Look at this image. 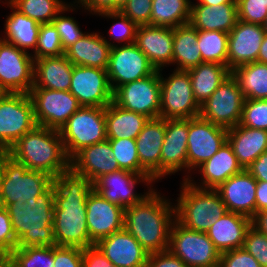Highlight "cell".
Returning a JSON list of instances; mask_svg holds the SVG:
<instances>
[{
    "mask_svg": "<svg viewBox=\"0 0 267 267\" xmlns=\"http://www.w3.org/2000/svg\"><path fill=\"white\" fill-rule=\"evenodd\" d=\"M53 184L56 245L81 249L95 245L90 240L86 221V202L93 183L70 168L56 176Z\"/></svg>",
    "mask_w": 267,
    "mask_h": 267,
    "instance_id": "cell-1",
    "label": "cell"
},
{
    "mask_svg": "<svg viewBox=\"0 0 267 267\" xmlns=\"http://www.w3.org/2000/svg\"><path fill=\"white\" fill-rule=\"evenodd\" d=\"M160 194L154 188L141 202L124 209V229L149 254L168 250L175 221L174 203Z\"/></svg>",
    "mask_w": 267,
    "mask_h": 267,
    "instance_id": "cell-2",
    "label": "cell"
},
{
    "mask_svg": "<svg viewBox=\"0 0 267 267\" xmlns=\"http://www.w3.org/2000/svg\"><path fill=\"white\" fill-rule=\"evenodd\" d=\"M54 184L36 201H16L6 204L12 229L17 239L16 248L55 246L53 229Z\"/></svg>",
    "mask_w": 267,
    "mask_h": 267,
    "instance_id": "cell-3",
    "label": "cell"
},
{
    "mask_svg": "<svg viewBox=\"0 0 267 267\" xmlns=\"http://www.w3.org/2000/svg\"><path fill=\"white\" fill-rule=\"evenodd\" d=\"M9 155L29 170L55 178L70 169L59 130L36 126L24 134L9 150Z\"/></svg>",
    "mask_w": 267,
    "mask_h": 267,
    "instance_id": "cell-4",
    "label": "cell"
},
{
    "mask_svg": "<svg viewBox=\"0 0 267 267\" xmlns=\"http://www.w3.org/2000/svg\"><path fill=\"white\" fill-rule=\"evenodd\" d=\"M175 205V220L185 228L206 232L212 223L227 212L226 205L214 189L194 187L182 181Z\"/></svg>",
    "mask_w": 267,
    "mask_h": 267,
    "instance_id": "cell-5",
    "label": "cell"
},
{
    "mask_svg": "<svg viewBox=\"0 0 267 267\" xmlns=\"http://www.w3.org/2000/svg\"><path fill=\"white\" fill-rule=\"evenodd\" d=\"M53 180L50 175L29 170L9 156L4 161L0 179V206L16 201H36L37 196L53 184Z\"/></svg>",
    "mask_w": 267,
    "mask_h": 267,
    "instance_id": "cell-6",
    "label": "cell"
},
{
    "mask_svg": "<svg viewBox=\"0 0 267 267\" xmlns=\"http://www.w3.org/2000/svg\"><path fill=\"white\" fill-rule=\"evenodd\" d=\"M59 133L70 160L83 148L105 141V107L81 106Z\"/></svg>",
    "mask_w": 267,
    "mask_h": 267,
    "instance_id": "cell-7",
    "label": "cell"
},
{
    "mask_svg": "<svg viewBox=\"0 0 267 267\" xmlns=\"http://www.w3.org/2000/svg\"><path fill=\"white\" fill-rule=\"evenodd\" d=\"M160 73V112L164 119L198 117L200 105L195 100L188 71L174 69L164 78Z\"/></svg>",
    "mask_w": 267,
    "mask_h": 267,
    "instance_id": "cell-8",
    "label": "cell"
},
{
    "mask_svg": "<svg viewBox=\"0 0 267 267\" xmlns=\"http://www.w3.org/2000/svg\"><path fill=\"white\" fill-rule=\"evenodd\" d=\"M168 250L188 267H218L221 253L216 249L206 232L185 228L173 222Z\"/></svg>",
    "mask_w": 267,
    "mask_h": 267,
    "instance_id": "cell-9",
    "label": "cell"
},
{
    "mask_svg": "<svg viewBox=\"0 0 267 267\" xmlns=\"http://www.w3.org/2000/svg\"><path fill=\"white\" fill-rule=\"evenodd\" d=\"M37 126L33 102L26 93H10L0 102V149L9 150Z\"/></svg>",
    "mask_w": 267,
    "mask_h": 267,
    "instance_id": "cell-10",
    "label": "cell"
},
{
    "mask_svg": "<svg viewBox=\"0 0 267 267\" xmlns=\"http://www.w3.org/2000/svg\"><path fill=\"white\" fill-rule=\"evenodd\" d=\"M228 129L200 116L188 119L187 174L184 180L191 177L205 161L209 160L227 141Z\"/></svg>",
    "mask_w": 267,
    "mask_h": 267,
    "instance_id": "cell-11",
    "label": "cell"
},
{
    "mask_svg": "<svg viewBox=\"0 0 267 267\" xmlns=\"http://www.w3.org/2000/svg\"><path fill=\"white\" fill-rule=\"evenodd\" d=\"M245 98L232 74L200 105L199 116L227 129L241 121Z\"/></svg>",
    "mask_w": 267,
    "mask_h": 267,
    "instance_id": "cell-12",
    "label": "cell"
},
{
    "mask_svg": "<svg viewBox=\"0 0 267 267\" xmlns=\"http://www.w3.org/2000/svg\"><path fill=\"white\" fill-rule=\"evenodd\" d=\"M29 96L33 102L37 126L49 129L60 130L81 107L70 91L31 88Z\"/></svg>",
    "mask_w": 267,
    "mask_h": 267,
    "instance_id": "cell-13",
    "label": "cell"
},
{
    "mask_svg": "<svg viewBox=\"0 0 267 267\" xmlns=\"http://www.w3.org/2000/svg\"><path fill=\"white\" fill-rule=\"evenodd\" d=\"M123 109L145 115L149 119L158 118L160 112V73L119 86L113 92V100Z\"/></svg>",
    "mask_w": 267,
    "mask_h": 267,
    "instance_id": "cell-14",
    "label": "cell"
},
{
    "mask_svg": "<svg viewBox=\"0 0 267 267\" xmlns=\"http://www.w3.org/2000/svg\"><path fill=\"white\" fill-rule=\"evenodd\" d=\"M106 70L113 92L119 86L148 77L156 71L135 43L111 47Z\"/></svg>",
    "mask_w": 267,
    "mask_h": 267,
    "instance_id": "cell-15",
    "label": "cell"
},
{
    "mask_svg": "<svg viewBox=\"0 0 267 267\" xmlns=\"http://www.w3.org/2000/svg\"><path fill=\"white\" fill-rule=\"evenodd\" d=\"M0 83L12 93L29 94L34 84V58L0 38Z\"/></svg>",
    "mask_w": 267,
    "mask_h": 267,
    "instance_id": "cell-16",
    "label": "cell"
},
{
    "mask_svg": "<svg viewBox=\"0 0 267 267\" xmlns=\"http://www.w3.org/2000/svg\"><path fill=\"white\" fill-rule=\"evenodd\" d=\"M147 186V192L138 193L135 187L139 183ZM149 176H141L126 170H118L104 174L93 183L95 189L107 201L117 204L124 209L141 202L155 187ZM150 186V187H148ZM153 187V188H151Z\"/></svg>",
    "mask_w": 267,
    "mask_h": 267,
    "instance_id": "cell-17",
    "label": "cell"
},
{
    "mask_svg": "<svg viewBox=\"0 0 267 267\" xmlns=\"http://www.w3.org/2000/svg\"><path fill=\"white\" fill-rule=\"evenodd\" d=\"M69 91L81 106L106 107L113 100L106 69L73 65Z\"/></svg>",
    "mask_w": 267,
    "mask_h": 267,
    "instance_id": "cell-18",
    "label": "cell"
},
{
    "mask_svg": "<svg viewBox=\"0 0 267 267\" xmlns=\"http://www.w3.org/2000/svg\"><path fill=\"white\" fill-rule=\"evenodd\" d=\"M124 208L104 199L92 189L86 202V221L90 240L96 244L124 228Z\"/></svg>",
    "mask_w": 267,
    "mask_h": 267,
    "instance_id": "cell-19",
    "label": "cell"
},
{
    "mask_svg": "<svg viewBox=\"0 0 267 267\" xmlns=\"http://www.w3.org/2000/svg\"><path fill=\"white\" fill-rule=\"evenodd\" d=\"M265 35L262 25L238 20L228 33L227 67L232 71L238 66L257 61Z\"/></svg>",
    "mask_w": 267,
    "mask_h": 267,
    "instance_id": "cell-20",
    "label": "cell"
},
{
    "mask_svg": "<svg viewBox=\"0 0 267 267\" xmlns=\"http://www.w3.org/2000/svg\"><path fill=\"white\" fill-rule=\"evenodd\" d=\"M188 119H166L160 158V179L187 172Z\"/></svg>",
    "mask_w": 267,
    "mask_h": 267,
    "instance_id": "cell-21",
    "label": "cell"
},
{
    "mask_svg": "<svg viewBox=\"0 0 267 267\" xmlns=\"http://www.w3.org/2000/svg\"><path fill=\"white\" fill-rule=\"evenodd\" d=\"M166 130V119H149L136 137V147L141 164V176L160 180V158Z\"/></svg>",
    "mask_w": 267,
    "mask_h": 267,
    "instance_id": "cell-22",
    "label": "cell"
},
{
    "mask_svg": "<svg viewBox=\"0 0 267 267\" xmlns=\"http://www.w3.org/2000/svg\"><path fill=\"white\" fill-rule=\"evenodd\" d=\"M256 185L257 180L243 169L215 190L221 196L227 211L252 218L256 213Z\"/></svg>",
    "mask_w": 267,
    "mask_h": 267,
    "instance_id": "cell-23",
    "label": "cell"
},
{
    "mask_svg": "<svg viewBox=\"0 0 267 267\" xmlns=\"http://www.w3.org/2000/svg\"><path fill=\"white\" fill-rule=\"evenodd\" d=\"M136 46L156 70L173 65V28L142 25L137 27Z\"/></svg>",
    "mask_w": 267,
    "mask_h": 267,
    "instance_id": "cell-24",
    "label": "cell"
},
{
    "mask_svg": "<svg viewBox=\"0 0 267 267\" xmlns=\"http://www.w3.org/2000/svg\"><path fill=\"white\" fill-rule=\"evenodd\" d=\"M95 245L116 267H146L149 253L124 228Z\"/></svg>",
    "mask_w": 267,
    "mask_h": 267,
    "instance_id": "cell-25",
    "label": "cell"
},
{
    "mask_svg": "<svg viewBox=\"0 0 267 267\" xmlns=\"http://www.w3.org/2000/svg\"><path fill=\"white\" fill-rule=\"evenodd\" d=\"M108 139L79 151L71 160L70 168L94 183L104 174L120 170Z\"/></svg>",
    "mask_w": 267,
    "mask_h": 267,
    "instance_id": "cell-26",
    "label": "cell"
},
{
    "mask_svg": "<svg viewBox=\"0 0 267 267\" xmlns=\"http://www.w3.org/2000/svg\"><path fill=\"white\" fill-rule=\"evenodd\" d=\"M199 169V170H198ZM242 166L239 164L232 146L226 141L221 148L207 161L200 165L197 170L201 175V182L192 178L188 181L200 189H216L224 183L229 177L241 172ZM192 179V180H191ZM200 183V184H199Z\"/></svg>",
    "mask_w": 267,
    "mask_h": 267,
    "instance_id": "cell-27",
    "label": "cell"
},
{
    "mask_svg": "<svg viewBox=\"0 0 267 267\" xmlns=\"http://www.w3.org/2000/svg\"><path fill=\"white\" fill-rule=\"evenodd\" d=\"M251 226V218L227 211L212 223L206 231L209 239L220 253L243 248L245 235Z\"/></svg>",
    "mask_w": 267,
    "mask_h": 267,
    "instance_id": "cell-28",
    "label": "cell"
},
{
    "mask_svg": "<svg viewBox=\"0 0 267 267\" xmlns=\"http://www.w3.org/2000/svg\"><path fill=\"white\" fill-rule=\"evenodd\" d=\"M237 21V3L208 6L199 2H191L189 24L197 30L229 33Z\"/></svg>",
    "mask_w": 267,
    "mask_h": 267,
    "instance_id": "cell-29",
    "label": "cell"
},
{
    "mask_svg": "<svg viewBox=\"0 0 267 267\" xmlns=\"http://www.w3.org/2000/svg\"><path fill=\"white\" fill-rule=\"evenodd\" d=\"M111 46L99 33L86 32L64 55L73 65L107 69Z\"/></svg>",
    "mask_w": 267,
    "mask_h": 267,
    "instance_id": "cell-30",
    "label": "cell"
},
{
    "mask_svg": "<svg viewBox=\"0 0 267 267\" xmlns=\"http://www.w3.org/2000/svg\"><path fill=\"white\" fill-rule=\"evenodd\" d=\"M73 64L63 54L34 60V84L32 88L69 91Z\"/></svg>",
    "mask_w": 267,
    "mask_h": 267,
    "instance_id": "cell-31",
    "label": "cell"
},
{
    "mask_svg": "<svg viewBox=\"0 0 267 267\" xmlns=\"http://www.w3.org/2000/svg\"><path fill=\"white\" fill-rule=\"evenodd\" d=\"M227 141L243 169L267 151V131L245 127L240 123L228 129Z\"/></svg>",
    "mask_w": 267,
    "mask_h": 267,
    "instance_id": "cell-32",
    "label": "cell"
},
{
    "mask_svg": "<svg viewBox=\"0 0 267 267\" xmlns=\"http://www.w3.org/2000/svg\"><path fill=\"white\" fill-rule=\"evenodd\" d=\"M1 3L7 4V7H9L12 12L6 16L7 18L3 31L5 35L0 38L21 50L29 52L31 49V51L34 52L37 47L40 23L16 10L7 0Z\"/></svg>",
    "mask_w": 267,
    "mask_h": 267,
    "instance_id": "cell-33",
    "label": "cell"
},
{
    "mask_svg": "<svg viewBox=\"0 0 267 267\" xmlns=\"http://www.w3.org/2000/svg\"><path fill=\"white\" fill-rule=\"evenodd\" d=\"M149 120L145 115L121 108L113 101L105 107L107 139H136Z\"/></svg>",
    "mask_w": 267,
    "mask_h": 267,
    "instance_id": "cell-34",
    "label": "cell"
},
{
    "mask_svg": "<svg viewBox=\"0 0 267 267\" xmlns=\"http://www.w3.org/2000/svg\"><path fill=\"white\" fill-rule=\"evenodd\" d=\"M197 41L198 30L190 24L173 28V66H177L175 69L187 71L204 63Z\"/></svg>",
    "mask_w": 267,
    "mask_h": 267,
    "instance_id": "cell-35",
    "label": "cell"
},
{
    "mask_svg": "<svg viewBox=\"0 0 267 267\" xmlns=\"http://www.w3.org/2000/svg\"><path fill=\"white\" fill-rule=\"evenodd\" d=\"M187 71L190 75L194 98L199 105L205 102L231 75V70L226 65L218 63L204 62Z\"/></svg>",
    "mask_w": 267,
    "mask_h": 267,
    "instance_id": "cell-36",
    "label": "cell"
},
{
    "mask_svg": "<svg viewBox=\"0 0 267 267\" xmlns=\"http://www.w3.org/2000/svg\"><path fill=\"white\" fill-rule=\"evenodd\" d=\"M245 99H267V64L253 62L231 71Z\"/></svg>",
    "mask_w": 267,
    "mask_h": 267,
    "instance_id": "cell-37",
    "label": "cell"
},
{
    "mask_svg": "<svg viewBox=\"0 0 267 267\" xmlns=\"http://www.w3.org/2000/svg\"><path fill=\"white\" fill-rule=\"evenodd\" d=\"M191 0H152L150 25L176 28L189 24Z\"/></svg>",
    "mask_w": 267,
    "mask_h": 267,
    "instance_id": "cell-38",
    "label": "cell"
},
{
    "mask_svg": "<svg viewBox=\"0 0 267 267\" xmlns=\"http://www.w3.org/2000/svg\"><path fill=\"white\" fill-rule=\"evenodd\" d=\"M202 61L227 66L228 33L198 30V41Z\"/></svg>",
    "mask_w": 267,
    "mask_h": 267,
    "instance_id": "cell-39",
    "label": "cell"
},
{
    "mask_svg": "<svg viewBox=\"0 0 267 267\" xmlns=\"http://www.w3.org/2000/svg\"><path fill=\"white\" fill-rule=\"evenodd\" d=\"M16 10L40 24L51 23L68 4L63 0H7Z\"/></svg>",
    "mask_w": 267,
    "mask_h": 267,
    "instance_id": "cell-40",
    "label": "cell"
},
{
    "mask_svg": "<svg viewBox=\"0 0 267 267\" xmlns=\"http://www.w3.org/2000/svg\"><path fill=\"white\" fill-rule=\"evenodd\" d=\"M9 258L18 267H54V246L15 248Z\"/></svg>",
    "mask_w": 267,
    "mask_h": 267,
    "instance_id": "cell-41",
    "label": "cell"
},
{
    "mask_svg": "<svg viewBox=\"0 0 267 267\" xmlns=\"http://www.w3.org/2000/svg\"><path fill=\"white\" fill-rule=\"evenodd\" d=\"M97 15L114 20V24L110 26L108 32V36L113 40V42L111 43L110 40L108 41L107 38L104 37V40L109 44V46H116L117 44L114 41L118 43V46L135 43L138 26L121 11H108Z\"/></svg>",
    "mask_w": 267,
    "mask_h": 267,
    "instance_id": "cell-42",
    "label": "cell"
},
{
    "mask_svg": "<svg viewBox=\"0 0 267 267\" xmlns=\"http://www.w3.org/2000/svg\"><path fill=\"white\" fill-rule=\"evenodd\" d=\"M73 3V4H72ZM69 2L51 22L59 33L61 45L65 51L68 47L76 43L86 32L80 28L74 17L64 15L66 12L75 11L78 5L75 2ZM76 4V5H75Z\"/></svg>",
    "mask_w": 267,
    "mask_h": 267,
    "instance_id": "cell-43",
    "label": "cell"
},
{
    "mask_svg": "<svg viewBox=\"0 0 267 267\" xmlns=\"http://www.w3.org/2000/svg\"><path fill=\"white\" fill-rule=\"evenodd\" d=\"M113 151V156L118 161L122 170L141 175V164L135 139H108Z\"/></svg>",
    "mask_w": 267,
    "mask_h": 267,
    "instance_id": "cell-44",
    "label": "cell"
},
{
    "mask_svg": "<svg viewBox=\"0 0 267 267\" xmlns=\"http://www.w3.org/2000/svg\"><path fill=\"white\" fill-rule=\"evenodd\" d=\"M64 52L59 33L54 25L52 23L40 24L37 47L31 53L34 60L42 57L61 56Z\"/></svg>",
    "mask_w": 267,
    "mask_h": 267,
    "instance_id": "cell-45",
    "label": "cell"
},
{
    "mask_svg": "<svg viewBox=\"0 0 267 267\" xmlns=\"http://www.w3.org/2000/svg\"><path fill=\"white\" fill-rule=\"evenodd\" d=\"M240 124L267 131V99H245Z\"/></svg>",
    "mask_w": 267,
    "mask_h": 267,
    "instance_id": "cell-46",
    "label": "cell"
},
{
    "mask_svg": "<svg viewBox=\"0 0 267 267\" xmlns=\"http://www.w3.org/2000/svg\"><path fill=\"white\" fill-rule=\"evenodd\" d=\"M238 20L263 25L267 17L266 0H236Z\"/></svg>",
    "mask_w": 267,
    "mask_h": 267,
    "instance_id": "cell-47",
    "label": "cell"
},
{
    "mask_svg": "<svg viewBox=\"0 0 267 267\" xmlns=\"http://www.w3.org/2000/svg\"><path fill=\"white\" fill-rule=\"evenodd\" d=\"M243 248L251 254L262 267H267V236L252 225L246 232Z\"/></svg>",
    "mask_w": 267,
    "mask_h": 267,
    "instance_id": "cell-48",
    "label": "cell"
},
{
    "mask_svg": "<svg viewBox=\"0 0 267 267\" xmlns=\"http://www.w3.org/2000/svg\"><path fill=\"white\" fill-rule=\"evenodd\" d=\"M120 11L137 26L150 25L152 0H128Z\"/></svg>",
    "mask_w": 267,
    "mask_h": 267,
    "instance_id": "cell-49",
    "label": "cell"
},
{
    "mask_svg": "<svg viewBox=\"0 0 267 267\" xmlns=\"http://www.w3.org/2000/svg\"><path fill=\"white\" fill-rule=\"evenodd\" d=\"M17 244L11 219L5 207L0 206V255H9Z\"/></svg>",
    "mask_w": 267,
    "mask_h": 267,
    "instance_id": "cell-50",
    "label": "cell"
},
{
    "mask_svg": "<svg viewBox=\"0 0 267 267\" xmlns=\"http://www.w3.org/2000/svg\"><path fill=\"white\" fill-rule=\"evenodd\" d=\"M218 267H262L244 248L221 253Z\"/></svg>",
    "mask_w": 267,
    "mask_h": 267,
    "instance_id": "cell-51",
    "label": "cell"
},
{
    "mask_svg": "<svg viewBox=\"0 0 267 267\" xmlns=\"http://www.w3.org/2000/svg\"><path fill=\"white\" fill-rule=\"evenodd\" d=\"M82 263L81 248L54 246V267H82Z\"/></svg>",
    "mask_w": 267,
    "mask_h": 267,
    "instance_id": "cell-52",
    "label": "cell"
},
{
    "mask_svg": "<svg viewBox=\"0 0 267 267\" xmlns=\"http://www.w3.org/2000/svg\"><path fill=\"white\" fill-rule=\"evenodd\" d=\"M146 267H188L180 258L169 250L151 253L148 256Z\"/></svg>",
    "mask_w": 267,
    "mask_h": 267,
    "instance_id": "cell-53",
    "label": "cell"
},
{
    "mask_svg": "<svg viewBox=\"0 0 267 267\" xmlns=\"http://www.w3.org/2000/svg\"><path fill=\"white\" fill-rule=\"evenodd\" d=\"M82 267H116L96 246L82 249Z\"/></svg>",
    "mask_w": 267,
    "mask_h": 267,
    "instance_id": "cell-54",
    "label": "cell"
},
{
    "mask_svg": "<svg viewBox=\"0 0 267 267\" xmlns=\"http://www.w3.org/2000/svg\"><path fill=\"white\" fill-rule=\"evenodd\" d=\"M79 9L83 7L90 14H99L102 12L115 11V0H78Z\"/></svg>",
    "mask_w": 267,
    "mask_h": 267,
    "instance_id": "cell-55",
    "label": "cell"
},
{
    "mask_svg": "<svg viewBox=\"0 0 267 267\" xmlns=\"http://www.w3.org/2000/svg\"><path fill=\"white\" fill-rule=\"evenodd\" d=\"M246 170L257 181L267 182V151L260 154L258 158L246 168Z\"/></svg>",
    "mask_w": 267,
    "mask_h": 267,
    "instance_id": "cell-56",
    "label": "cell"
},
{
    "mask_svg": "<svg viewBox=\"0 0 267 267\" xmlns=\"http://www.w3.org/2000/svg\"><path fill=\"white\" fill-rule=\"evenodd\" d=\"M267 210V182L257 181L256 185V212Z\"/></svg>",
    "mask_w": 267,
    "mask_h": 267,
    "instance_id": "cell-57",
    "label": "cell"
},
{
    "mask_svg": "<svg viewBox=\"0 0 267 267\" xmlns=\"http://www.w3.org/2000/svg\"><path fill=\"white\" fill-rule=\"evenodd\" d=\"M251 225L267 236V210L256 212L251 218Z\"/></svg>",
    "mask_w": 267,
    "mask_h": 267,
    "instance_id": "cell-58",
    "label": "cell"
},
{
    "mask_svg": "<svg viewBox=\"0 0 267 267\" xmlns=\"http://www.w3.org/2000/svg\"><path fill=\"white\" fill-rule=\"evenodd\" d=\"M257 62L267 64V34L263 38L262 45L258 53Z\"/></svg>",
    "mask_w": 267,
    "mask_h": 267,
    "instance_id": "cell-59",
    "label": "cell"
},
{
    "mask_svg": "<svg viewBox=\"0 0 267 267\" xmlns=\"http://www.w3.org/2000/svg\"><path fill=\"white\" fill-rule=\"evenodd\" d=\"M198 2L208 6H217L223 3H236V0H198Z\"/></svg>",
    "mask_w": 267,
    "mask_h": 267,
    "instance_id": "cell-60",
    "label": "cell"
},
{
    "mask_svg": "<svg viewBox=\"0 0 267 267\" xmlns=\"http://www.w3.org/2000/svg\"><path fill=\"white\" fill-rule=\"evenodd\" d=\"M9 152L4 149H0V179L3 172L4 161L9 157Z\"/></svg>",
    "mask_w": 267,
    "mask_h": 267,
    "instance_id": "cell-61",
    "label": "cell"
},
{
    "mask_svg": "<svg viewBox=\"0 0 267 267\" xmlns=\"http://www.w3.org/2000/svg\"><path fill=\"white\" fill-rule=\"evenodd\" d=\"M10 93L12 92H10L5 86L0 83V102L5 99Z\"/></svg>",
    "mask_w": 267,
    "mask_h": 267,
    "instance_id": "cell-62",
    "label": "cell"
},
{
    "mask_svg": "<svg viewBox=\"0 0 267 267\" xmlns=\"http://www.w3.org/2000/svg\"><path fill=\"white\" fill-rule=\"evenodd\" d=\"M127 1L128 0H115V11H120Z\"/></svg>",
    "mask_w": 267,
    "mask_h": 267,
    "instance_id": "cell-63",
    "label": "cell"
},
{
    "mask_svg": "<svg viewBox=\"0 0 267 267\" xmlns=\"http://www.w3.org/2000/svg\"><path fill=\"white\" fill-rule=\"evenodd\" d=\"M5 267H18V266L10 260L9 255H5Z\"/></svg>",
    "mask_w": 267,
    "mask_h": 267,
    "instance_id": "cell-64",
    "label": "cell"
},
{
    "mask_svg": "<svg viewBox=\"0 0 267 267\" xmlns=\"http://www.w3.org/2000/svg\"><path fill=\"white\" fill-rule=\"evenodd\" d=\"M0 267H5V255H0Z\"/></svg>",
    "mask_w": 267,
    "mask_h": 267,
    "instance_id": "cell-65",
    "label": "cell"
},
{
    "mask_svg": "<svg viewBox=\"0 0 267 267\" xmlns=\"http://www.w3.org/2000/svg\"><path fill=\"white\" fill-rule=\"evenodd\" d=\"M262 26L264 28L265 33L267 34V17H266L265 22L263 23Z\"/></svg>",
    "mask_w": 267,
    "mask_h": 267,
    "instance_id": "cell-66",
    "label": "cell"
}]
</instances>
